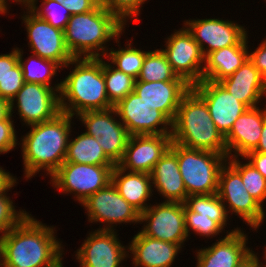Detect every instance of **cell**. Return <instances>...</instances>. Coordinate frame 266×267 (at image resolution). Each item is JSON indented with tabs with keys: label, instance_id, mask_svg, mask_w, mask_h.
Masks as SVG:
<instances>
[{
	"label": "cell",
	"instance_id": "1",
	"mask_svg": "<svg viewBox=\"0 0 266 267\" xmlns=\"http://www.w3.org/2000/svg\"><path fill=\"white\" fill-rule=\"evenodd\" d=\"M54 226L27 214L13 229L0 237L3 267H60L64 248Z\"/></svg>",
	"mask_w": 266,
	"mask_h": 267
},
{
	"label": "cell",
	"instance_id": "2",
	"mask_svg": "<svg viewBox=\"0 0 266 267\" xmlns=\"http://www.w3.org/2000/svg\"><path fill=\"white\" fill-rule=\"evenodd\" d=\"M74 117L61 112L55 118L30 126L20 140L26 180L40 170L51 176L65 161Z\"/></svg>",
	"mask_w": 266,
	"mask_h": 267
},
{
	"label": "cell",
	"instance_id": "3",
	"mask_svg": "<svg viewBox=\"0 0 266 267\" xmlns=\"http://www.w3.org/2000/svg\"><path fill=\"white\" fill-rule=\"evenodd\" d=\"M73 67L61 81V112L74 117L85 111L107 110L109 102L103 74V57L74 58L63 68Z\"/></svg>",
	"mask_w": 266,
	"mask_h": 267
},
{
	"label": "cell",
	"instance_id": "4",
	"mask_svg": "<svg viewBox=\"0 0 266 267\" xmlns=\"http://www.w3.org/2000/svg\"><path fill=\"white\" fill-rule=\"evenodd\" d=\"M125 27L99 4L90 12L71 15L64 30L65 43L74 58H104L109 50L106 42L114 39L119 44Z\"/></svg>",
	"mask_w": 266,
	"mask_h": 267
},
{
	"label": "cell",
	"instance_id": "5",
	"mask_svg": "<svg viewBox=\"0 0 266 267\" xmlns=\"http://www.w3.org/2000/svg\"><path fill=\"white\" fill-rule=\"evenodd\" d=\"M171 137L172 142L186 148L227 155L225 138L215 126L205 101L192 88L181 100Z\"/></svg>",
	"mask_w": 266,
	"mask_h": 267
},
{
	"label": "cell",
	"instance_id": "6",
	"mask_svg": "<svg viewBox=\"0 0 266 267\" xmlns=\"http://www.w3.org/2000/svg\"><path fill=\"white\" fill-rule=\"evenodd\" d=\"M228 156L177 144V161L187 195L218 192L219 173Z\"/></svg>",
	"mask_w": 266,
	"mask_h": 267
},
{
	"label": "cell",
	"instance_id": "7",
	"mask_svg": "<svg viewBox=\"0 0 266 267\" xmlns=\"http://www.w3.org/2000/svg\"><path fill=\"white\" fill-rule=\"evenodd\" d=\"M114 166L87 165L64 162L51 176L50 180L56 189L65 194H74L82 204L95 192L111 182Z\"/></svg>",
	"mask_w": 266,
	"mask_h": 267
},
{
	"label": "cell",
	"instance_id": "8",
	"mask_svg": "<svg viewBox=\"0 0 266 267\" xmlns=\"http://www.w3.org/2000/svg\"><path fill=\"white\" fill-rule=\"evenodd\" d=\"M217 194L227 214L235 213L255 231L263 223L264 207L248 193L240 174L227 161L219 173Z\"/></svg>",
	"mask_w": 266,
	"mask_h": 267
},
{
	"label": "cell",
	"instance_id": "9",
	"mask_svg": "<svg viewBox=\"0 0 266 267\" xmlns=\"http://www.w3.org/2000/svg\"><path fill=\"white\" fill-rule=\"evenodd\" d=\"M165 49H161L173 72L194 86L203 80L205 56L193 35L185 26L167 37Z\"/></svg>",
	"mask_w": 266,
	"mask_h": 267
},
{
	"label": "cell",
	"instance_id": "10",
	"mask_svg": "<svg viewBox=\"0 0 266 267\" xmlns=\"http://www.w3.org/2000/svg\"><path fill=\"white\" fill-rule=\"evenodd\" d=\"M81 205L86 209L90 223L105 224L98 230H116L114 226L117 224L140 223V213L119 194L112 182L92 194Z\"/></svg>",
	"mask_w": 266,
	"mask_h": 267
},
{
	"label": "cell",
	"instance_id": "11",
	"mask_svg": "<svg viewBox=\"0 0 266 267\" xmlns=\"http://www.w3.org/2000/svg\"><path fill=\"white\" fill-rule=\"evenodd\" d=\"M139 222L146 224L140 232L157 240L179 244L182 247L188 238L184 203L162 202L157 205L150 203V206L140 214Z\"/></svg>",
	"mask_w": 266,
	"mask_h": 267
},
{
	"label": "cell",
	"instance_id": "12",
	"mask_svg": "<svg viewBox=\"0 0 266 267\" xmlns=\"http://www.w3.org/2000/svg\"><path fill=\"white\" fill-rule=\"evenodd\" d=\"M14 104L18 108L17 115L27 126L49 121L61 113L59 92L38 83L24 82L10 100V114L14 113Z\"/></svg>",
	"mask_w": 266,
	"mask_h": 267
},
{
	"label": "cell",
	"instance_id": "13",
	"mask_svg": "<svg viewBox=\"0 0 266 267\" xmlns=\"http://www.w3.org/2000/svg\"><path fill=\"white\" fill-rule=\"evenodd\" d=\"M21 6L26 9L21 19L25 23L31 53L52 60L62 68L66 66L74 57L66 46L64 31L34 15L25 5Z\"/></svg>",
	"mask_w": 266,
	"mask_h": 267
},
{
	"label": "cell",
	"instance_id": "14",
	"mask_svg": "<svg viewBox=\"0 0 266 267\" xmlns=\"http://www.w3.org/2000/svg\"><path fill=\"white\" fill-rule=\"evenodd\" d=\"M114 108L130 136L164 135L172 132V122L161 111L150 109L134 91L114 105Z\"/></svg>",
	"mask_w": 266,
	"mask_h": 267
},
{
	"label": "cell",
	"instance_id": "15",
	"mask_svg": "<svg viewBox=\"0 0 266 267\" xmlns=\"http://www.w3.org/2000/svg\"><path fill=\"white\" fill-rule=\"evenodd\" d=\"M126 248L115 230L97 229L89 233L75 256L80 267H123L122 261L129 256Z\"/></svg>",
	"mask_w": 266,
	"mask_h": 267
},
{
	"label": "cell",
	"instance_id": "16",
	"mask_svg": "<svg viewBox=\"0 0 266 267\" xmlns=\"http://www.w3.org/2000/svg\"><path fill=\"white\" fill-rule=\"evenodd\" d=\"M191 88L205 101L215 126L224 138L237 118L248 109L220 82L202 80Z\"/></svg>",
	"mask_w": 266,
	"mask_h": 267
},
{
	"label": "cell",
	"instance_id": "17",
	"mask_svg": "<svg viewBox=\"0 0 266 267\" xmlns=\"http://www.w3.org/2000/svg\"><path fill=\"white\" fill-rule=\"evenodd\" d=\"M184 26L193 35L205 57L213 51L237 45L248 34L244 26L228 19H191L185 20Z\"/></svg>",
	"mask_w": 266,
	"mask_h": 267
},
{
	"label": "cell",
	"instance_id": "18",
	"mask_svg": "<svg viewBox=\"0 0 266 267\" xmlns=\"http://www.w3.org/2000/svg\"><path fill=\"white\" fill-rule=\"evenodd\" d=\"M171 144V134L131 135L128 138L123 159L118 165L130 172L151 174L155 164Z\"/></svg>",
	"mask_w": 266,
	"mask_h": 267
},
{
	"label": "cell",
	"instance_id": "19",
	"mask_svg": "<svg viewBox=\"0 0 266 267\" xmlns=\"http://www.w3.org/2000/svg\"><path fill=\"white\" fill-rule=\"evenodd\" d=\"M248 235L234 228L212 246L198 250L196 267H238L254 251L246 244Z\"/></svg>",
	"mask_w": 266,
	"mask_h": 267
},
{
	"label": "cell",
	"instance_id": "20",
	"mask_svg": "<svg viewBox=\"0 0 266 267\" xmlns=\"http://www.w3.org/2000/svg\"><path fill=\"white\" fill-rule=\"evenodd\" d=\"M184 79L176 77L173 81L144 82L135 81L134 92L150 107L161 111L173 122L183 96L191 89Z\"/></svg>",
	"mask_w": 266,
	"mask_h": 267
},
{
	"label": "cell",
	"instance_id": "21",
	"mask_svg": "<svg viewBox=\"0 0 266 267\" xmlns=\"http://www.w3.org/2000/svg\"><path fill=\"white\" fill-rule=\"evenodd\" d=\"M265 119L266 107L262 110V108L259 109V106L248 108L237 118L229 134L225 137L228 158L244 157L257 147Z\"/></svg>",
	"mask_w": 266,
	"mask_h": 267
},
{
	"label": "cell",
	"instance_id": "22",
	"mask_svg": "<svg viewBox=\"0 0 266 267\" xmlns=\"http://www.w3.org/2000/svg\"><path fill=\"white\" fill-rule=\"evenodd\" d=\"M150 175L152 185L166 199L164 202L185 203L188 195L177 161V143L172 142Z\"/></svg>",
	"mask_w": 266,
	"mask_h": 267
},
{
	"label": "cell",
	"instance_id": "23",
	"mask_svg": "<svg viewBox=\"0 0 266 267\" xmlns=\"http://www.w3.org/2000/svg\"><path fill=\"white\" fill-rule=\"evenodd\" d=\"M181 248L179 244L157 240L139 231L132 238L127 250L132 254L134 267H172Z\"/></svg>",
	"mask_w": 266,
	"mask_h": 267
},
{
	"label": "cell",
	"instance_id": "24",
	"mask_svg": "<svg viewBox=\"0 0 266 267\" xmlns=\"http://www.w3.org/2000/svg\"><path fill=\"white\" fill-rule=\"evenodd\" d=\"M220 83L248 108L258 107L261 98L266 97V82L249 58L236 72Z\"/></svg>",
	"mask_w": 266,
	"mask_h": 267
},
{
	"label": "cell",
	"instance_id": "25",
	"mask_svg": "<svg viewBox=\"0 0 266 267\" xmlns=\"http://www.w3.org/2000/svg\"><path fill=\"white\" fill-rule=\"evenodd\" d=\"M248 34L237 44L213 51L205 57L203 80L220 82L236 72L249 58Z\"/></svg>",
	"mask_w": 266,
	"mask_h": 267
},
{
	"label": "cell",
	"instance_id": "26",
	"mask_svg": "<svg viewBox=\"0 0 266 267\" xmlns=\"http://www.w3.org/2000/svg\"><path fill=\"white\" fill-rule=\"evenodd\" d=\"M111 182L118 190L119 194L140 214L143 213L150 205L153 189L151 175L142 172H130L115 165Z\"/></svg>",
	"mask_w": 266,
	"mask_h": 267
},
{
	"label": "cell",
	"instance_id": "27",
	"mask_svg": "<svg viewBox=\"0 0 266 267\" xmlns=\"http://www.w3.org/2000/svg\"><path fill=\"white\" fill-rule=\"evenodd\" d=\"M64 162L87 165L115 166L106 156L97 138L85 132L74 139H69Z\"/></svg>",
	"mask_w": 266,
	"mask_h": 267
},
{
	"label": "cell",
	"instance_id": "28",
	"mask_svg": "<svg viewBox=\"0 0 266 267\" xmlns=\"http://www.w3.org/2000/svg\"><path fill=\"white\" fill-rule=\"evenodd\" d=\"M23 58V50L18 48V59L22 68L24 82L42 84L60 92L61 81L53 84L54 86L51 85L52 78L57 76V70L63 69L58 63L34 54L25 60Z\"/></svg>",
	"mask_w": 266,
	"mask_h": 267
},
{
	"label": "cell",
	"instance_id": "29",
	"mask_svg": "<svg viewBox=\"0 0 266 267\" xmlns=\"http://www.w3.org/2000/svg\"><path fill=\"white\" fill-rule=\"evenodd\" d=\"M127 43L125 48H120V45H118V50L111 48L108 50L110 52L107 53L104 58L111 61L110 64H113V67L117 70L122 71L137 80L148 51H141L140 49L133 47L132 39H130V42L127 41Z\"/></svg>",
	"mask_w": 266,
	"mask_h": 267
},
{
	"label": "cell",
	"instance_id": "30",
	"mask_svg": "<svg viewBox=\"0 0 266 267\" xmlns=\"http://www.w3.org/2000/svg\"><path fill=\"white\" fill-rule=\"evenodd\" d=\"M184 204L190 211L208 216L222 229L227 226L229 215L217 193L210 195H190Z\"/></svg>",
	"mask_w": 266,
	"mask_h": 267
},
{
	"label": "cell",
	"instance_id": "31",
	"mask_svg": "<svg viewBox=\"0 0 266 267\" xmlns=\"http://www.w3.org/2000/svg\"><path fill=\"white\" fill-rule=\"evenodd\" d=\"M107 62L103 60L105 87L109 102L114 106L134 91L136 79L117 70L109 61Z\"/></svg>",
	"mask_w": 266,
	"mask_h": 267
},
{
	"label": "cell",
	"instance_id": "32",
	"mask_svg": "<svg viewBox=\"0 0 266 267\" xmlns=\"http://www.w3.org/2000/svg\"><path fill=\"white\" fill-rule=\"evenodd\" d=\"M176 77L177 75L173 72L165 54L161 49H155L148 50L146 53L137 80L144 82L173 81Z\"/></svg>",
	"mask_w": 266,
	"mask_h": 267
},
{
	"label": "cell",
	"instance_id": "33",
	"mask_svg": "<svg viewBox=\"0 0 266 267\" xmlns=\"http://www.w3.org/2000/svg\"><path fill=\"white\" fill-rule=\"evenodd\" d=\"M116 109L85 111L76 116L86 127L85 133L99 138L107 130H116L122 122L118 121Z\"/></svg>",
	"mask_w": 266,
	"mask_h": 267
},
{
	"label": "cell",
	"instance_id": "34",
	"mask_svg": "<svg viewBox=\"0 0 266 267\" xmlns=\"http://www.w3.org/2000/svg\"><path fill=\"white\" fill-rule=\"evenodd\" d=\"M227 162L240 174L248 193L262 206L266 199V179L249 162L242 163L238 157L227 158Z\"/></svg>",
	"mask_w": 266,
	"mask_h": 267
},
{
	"label": "cell",
	"instance_id": "35",
	"mask_svg": "<svg viewBox=\"0 0 266 267\" xmlns=\"http://www.w3.org/2000/svg\"><path fill=\"white\" fill-rule=\"evenodd\" d=\"M37 2L38 0H29L25 6L37 17L46 20L53 27L64 31L71 17L68 9L63 4L54 0H43L39 7Z\"/></svg>",
	"mask_w": 266,
	"mask_h": 267
},
{
	"label": "cell",
	"instance_id": "36",
	"mask_svg": "<svg viewBox=\"0 0 266 267\" xmlns=\"http://www.w3.org/2000/svg\"><path fill=\"white\" fill-rule=\"evenodd\" d=\"M129 136L125 125L121 124L116 130H107L101 134L97 141L106 156L118 165L123 159Z\"/></svg>",
	"mask_w": 266,
	"mask_h": 267
},
{
	"label": "cell",
	"instance_id": "37",
	"mask_svg": "<svg viewBox=\"0 0 266 267\" xmlns=\"http://www.w3.org/2000/svg\"><path fill=\"white\" fill-rule=\"evenodd\" d=\"M184 215H185V227L190 236V230L196 235L205 236L211 238L212 236L219 235L220 232L224 231L215 221L211 220L208 216L200 215L198 213L190 211L184 204Z\"/></svg>",
	"mask_w": 266,
	"mask_h": 267
},
{
	"label": "cell",
	"instance_id": "38",
	"mask_svg": "<svg viewBox=\"0 0 266 267\" xmlns=\"http://www.w3.org/2000/svg\"><path fill=\"white\" fill-rule=\"evenodd\" d=\"M147 0H98L99 4L116 15L125 25L128 20L139 22L140 8Z\"/></svg>",
	"mask_w": 266,
	"mask_h": 267
},
{
	"label": "cell",
	"instance_id": "39",
	"mask_svg": "<svg viewBox=\"0 0 266 267\" xmlns=\"http://www.w3.org/2000/svg\"><path fill=\"white\" fill-rule=\"evenodd\" d=\"M27 214V211L15 209L7 193L0 195V237L13 229Z\"/></svg>",
	"mask_w": 266,
	"mask_h": 267
},
{
	"label": "cell",
	"instance_id": "40",
	"mask_svg": "<svg viewBox=\"0 0 266 267\" xmlns=\"http://www.w3.org/2000/svg\"><path fill=\"white\" fill-rule=\"evenodd\" d=\"M12 114L0 121V154H7L17 146V133L14 128Z\"/></svg>",
	"mask_w": 266,
	"mask_h": 267
},
{
	"label": "cell",
	"instance_id": "41",
	"mask_svg": "<svg viewBox=\"0 0 266 267\" xmlns=\"http://www.w3.org/2000/svg\"><path fill=\"white\" fill-rule=\"evenodd\" d=\"M12 49L10 53L0 55V81L8 75H23L18 59V48Z\"/></svg>",
	"mask_w": 266,
	"mask_h": 267
},
{
	"label": "cell",
	"instance_id": "42",
	"mask_svg": "<svg viewBox=\"0 0 266 267\" xmlns=\"http://www.w3.org/2000/svg\"><path fill=\"white\" fill-rule=\"evenodd\" d=\"M23 75H8L0 81V97L10 100L23 87Z\"/></svg>",
	"mask_w": 266,
	"mask_h": 267
},
{
	"label": "cell",
	"instance_id": "43",
	"mask_svg": "<svg viewBox=\"0 0 266 267\" xmlns=\"http://www.w3.org/2000/svg\"><path fill=\"white\" fill-rule=\"evenodd\" d=\"M71 15L82 14L94 10L98 5V0H64L62 3Z\"/></svg>",
	"mask_w": 266,
	"mask_h": 267
},
{
	"label": "cell",
	"instance_id": "44",
	"mask_svg": "<svg viewBox=\"0 0 266 267\" xmlns=\"http://www.w3.org/2000/svg\"><path fill=\"white\" fill-rule=\"evenodd\" d=\"M249 60L259 70L266 82V38L263 39L256 50L249 53Z\"/></svg>",
	"mask_w": 266,
	"mask_h": 267
},
{
	"label": "cell",
	"instance_id": "45",
	"mask_svg": "<svg viewBox=\"0 0 266 267\" xmlns=\"http://www.w3.org/2000/svg\"><path fill=\"white\" fill-rule=\"evenodd\" d=\"M241 159L249 160V162L257 171H259L266 179V153L262 152H248Z\"/></svg>",
	"mask_w": 266,
	"mask_h": 267
},
{
	"label": "cell",
	"instance_id": "46",
	"mask_svg": "<svg viewBox=\"0 0 266 267\" xmlns=\"http://www.w3.org/2000/svg\"><path fill=\"white\" fill-rule=\"evenodd\" d=\"M17 178L12 176L10 172H6L0 166V195L6 194L12 187L17 184Z\"/></svg>",
	"mask_w": 266,
	"mask_h": 267
},
{
	"label": "cell",
	"instance_id": "47",
	"mask_svg": "<svg viewBox=\"0 0 266 267\" xmlns=\"http://www.w3.org/2000/svg\"><path fill=\"white\" fill-rule=\"evenodd\" d=\"M258 253L253 252L243 263H241L238 267H265V264L259 262Z\"/></svg>",
	"mask_w": 266,
	"mask_h": 267
},
{
	"label": "cell",
	"instance_id": "48",
	"mask_svg": "<svg viewBox=\"0 0 266 267\" xmlns=\"http://www.w3.org/2000/svg\"><path fill=\"white\" fill-rule=\"evenodd\" d=\"M250 152H262L266 153V119L264 120V124L262 127V133H261V138L260 141L257 145V147Z\"/></svg>",
	"mask_w": 266,
	"mask_h": 267
},
{
	"label": "cell",
	"instance_id": "49",
	"mask_svg": "<svg viewBox=\"0 0 266 267\" xmlns=\"http://www.w3.org/2000/svg\"><path fill=\"white\" fill-rule=\"evenodd\" d=\"M10 115V102L0 97V121L6 119Z\"/></svg>",
	"mask_w": 266,
	"mask_h": 267
},
{
	"label": "cell",
	"instance_id": "50",
	"mask_svg": "<svg viewBox=\"0 0 266 267\" xmlns=\"http://www.w3.org/2000/svg\"><path fill=\"white\" fill-rule=\"evenodd\" d=\"M8 1L7 0H0V14H6L7 15V12H8Z\"/></svg>",
	"mask_w": 266,
	"mask_h": 267
},
{
	"label": "cell",
	"instance_id": "51",
	"mask_svg": "<svg viewBox=\"0 0 266 267\" xmlns=\"http://www.w3.org/2000/svg\"><path fill=\"white\" fill-rule=\"evenodd\" d=\"M16 2V4H22V5H25L29 0H12V2Z\"/></svg>",
	"mask_w": 266,
	"mask_h": 267
},
{
	"label": "cell",
	"instance_id": "52",
	"mask_svg": "<svg viewBox=\"0 0 266 267\" xmlns=\"http://www.w3.org/2000/svg\"><path fill=\"white\" fill-rule=\"evenodd\" d=\"M0 267H3L2 266V250H1V246H0Z\"/></svg>",
	"mask_w": 266,
	"mask_h": 267
},
{
	"label": "cell",
	"instance_id": "53",
	"mask_svg": "<svg viewBox=\"0 0 266 267\" xmlns=\"http://www.w3.org/2000/svg\"><path fill=\"white\" fill-rule=\"evenodd\" d=\"M264 249H265V250H264V256H265V257H264L263 259H264V261H265L264 263H265V265H266V247H265ZM265 267H266V266H265Z\"/></svg>",
	"mask_w": 266,
	"mask_h": 267
},
{
	"label": "cell",
	"instance_id": "54",
	"mask_svg": "<svg viewBox=\"0 0 266 267\" xmlns=\"http://www.w3.org/2000/svg\"><path fill=\"white\" fill-rule=\"evenodd\" d=\"M54 1L62 4L64 0H54Z\"/></svg>",
	"mask_w": 266,
	"mask_h": 267
}]
</instances>
